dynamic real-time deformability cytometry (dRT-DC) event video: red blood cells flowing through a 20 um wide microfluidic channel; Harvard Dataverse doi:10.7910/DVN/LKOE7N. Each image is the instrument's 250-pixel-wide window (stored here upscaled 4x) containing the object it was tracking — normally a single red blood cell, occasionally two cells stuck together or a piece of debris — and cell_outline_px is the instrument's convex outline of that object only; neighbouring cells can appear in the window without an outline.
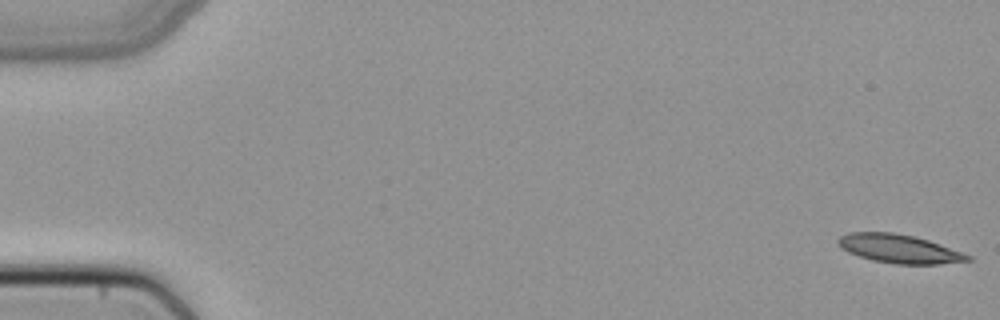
{"species": "common noctule bat (a hibernating species)", "species_latin": "Nyctalus noctula", "temperature_condition": "cold", "stored_images_in_passage": 51, "camera_frame_rate_fps": 3000, "um_per_image_px": 0.085, "animal": {"sex": "female", "body_mass_g": 22.7, "forearm_length_mm": 54.2}, "frame": {"image": 1, "passage_image": 1, "time_ms": 0.0, "image_size_px": [1000, 320], "cell_outline_px": [[972, 260], [940, 264], [896, 264], [872, 260], [848, 252], [840, 248], [836, 240], [840, 236], [848, 232], [892, 232], [912, 236], [928, 240], [940, 244], [972, 256]], "centroid_in_image_um": [76.4, 21.14], "position_along_channel_um": 8.6, "area_um2": 21.56}}
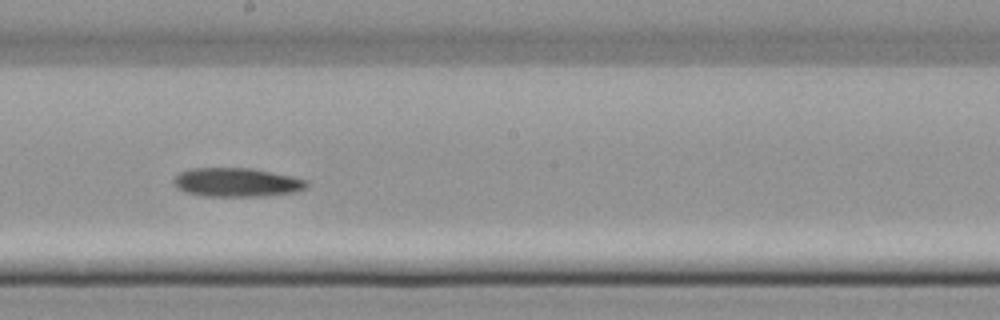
{"frame": {"image": 2, "passage_image": 29, "time_ms": 9.333, "image_size_px": [1000, 320], "cell_outline_px": [[308, 188], [296, 192], [264, 196], [204, 196], [188, 192], [176, 188], [172, 180], [180, 172], [192, 168], [248, 168], [292, 176], [308, 180]], "centroid_in_image_um": [20.14, 15.5], "position_along_channel_um": 228.1, "area_um2": 22.37}}
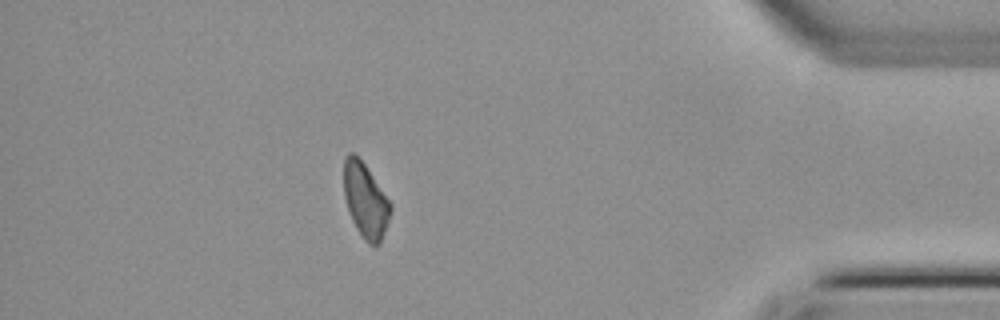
{"frame": {"image": 3, "passage_image": 45, "time_ms": 14.667, "image_size_px": [1000, 320], "cell_outline_px": [[392, 212], [380, 244], [368, 244], [364, 240], [356, 228], [352, 220], [344, 196], [344, 156], [348, 152], [352, 152], [364, 164], [392, 204]], "centroid_in_image_um": [31.07, 17.05], "position_along_channel_um": 404.1, "area_um2": 20.17}}